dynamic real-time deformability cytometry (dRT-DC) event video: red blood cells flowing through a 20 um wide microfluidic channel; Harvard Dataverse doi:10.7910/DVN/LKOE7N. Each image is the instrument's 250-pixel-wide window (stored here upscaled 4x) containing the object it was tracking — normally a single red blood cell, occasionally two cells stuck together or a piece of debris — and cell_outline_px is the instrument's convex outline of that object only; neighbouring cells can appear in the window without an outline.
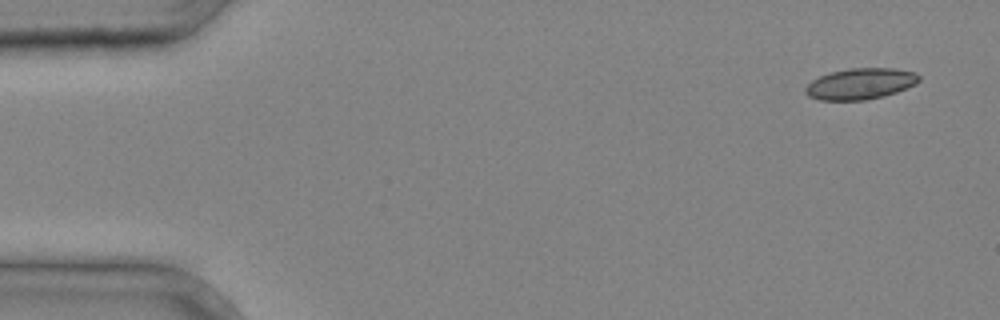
{"species": "common noctule bat (a hibernating species)", "species_latin": "Nyctalus noctula", "temperature_condition": "cold", "stored_images_in_passage": 4, "camera_frame_rate_fps": 3000, "um_per_image_px": 0.085, "animal": {"sex": "male", "body_mass_g": 20.4}, "frame": {"image": 1, "passage_image": 1, "time_ms": 0.0, "image_size_px": [1000, 320], "cell_outline_px": [[920, 80], [916, 84], [896, 92], [884, 96], [864, 100], [820, 100], [808, 96], [804, 92], [804, 88], [812, 80], [820, 76], [832, 72], [848, 68], [892, 68], [916, 72], [920, 76]], "centroid_in_image_um": [73.14, 7.12], "position_along_channel_um": 11.9, "area_um2": 20.63}}
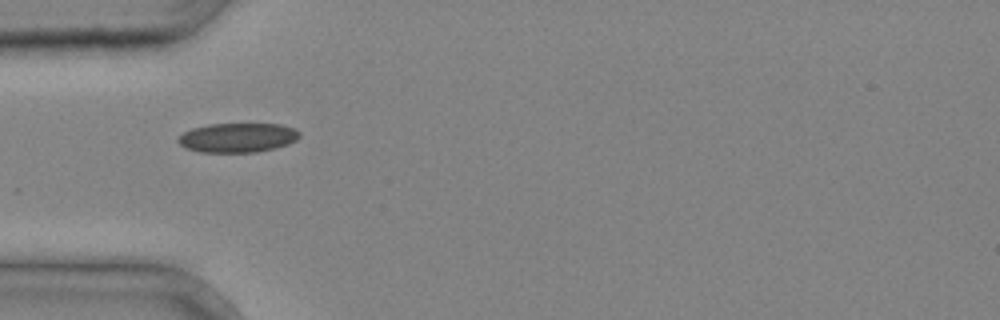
{"frame": {"image": 2, "passage_image": 3, "time_ms": 0.667, "image_size_px": [1000, 320], "cell_outline_px": [[300, 136], [296, 140], [288, 144], [276, 148], [256, 152], [200, 152], [188, 148], [180, 144], [176, 140], [184, 132], [192, 128], [208, 124], [280, 124], [292, 128], [300, 132]], "centroid_in_image_um": [20.21, 11.7], "position_along_channel_um": 64.8, "area_um2": 20.69}}